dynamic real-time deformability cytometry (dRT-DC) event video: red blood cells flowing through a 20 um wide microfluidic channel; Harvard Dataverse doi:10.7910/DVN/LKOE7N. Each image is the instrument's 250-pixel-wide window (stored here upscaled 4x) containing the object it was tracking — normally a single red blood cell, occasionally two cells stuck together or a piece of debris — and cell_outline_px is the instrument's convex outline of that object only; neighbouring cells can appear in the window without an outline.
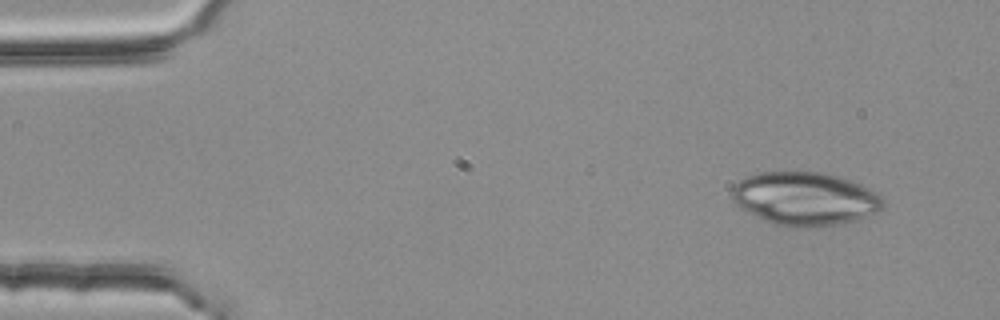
{"species": "common noctule bat (a hibernating species)", "species_latin": "Nyctalus noctula", "temperature_condition": "room temperature", "stored_images_in_passage": 5, "camera_frame_rate_fps": 3000, "um_per_image_px": 0.085, "animal": {"sex": "female", "body_mass_g": 25.1}, "frame": {"image": 1, "passage_image": 1, "time_ms": 0.0, "image_size_px": [1000, 320], "cell_outline_px": [[884, 208], [868, 216], [856, 220], [840, 224], [796, 228], [776, 224], [764, 220], [740, 208], [732, 200], [732, 188], [744, 176], [760, 172], [784, 168], [824, 172], [860, 184], [876, 192], [884, 200]], "centroid_in_image_um": [68.39, 16.84], "position_along_channel_um": 16.6, "area_um2": 47.86}}
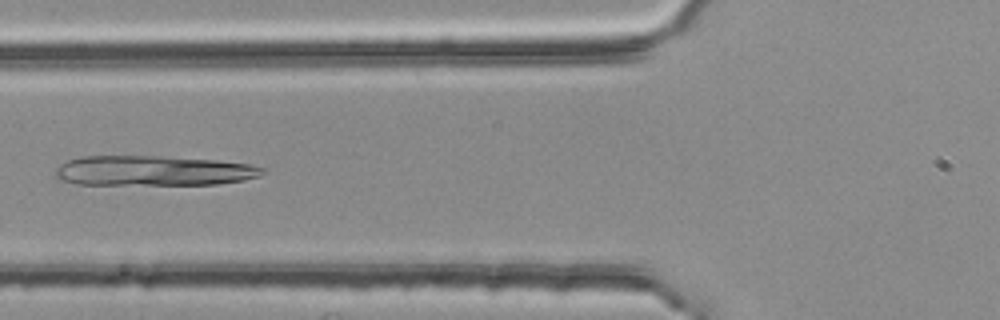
{"frame": {"image": 2, "passage_image": 5, "time_ms": 1.333, "image_size_px": [1000, 320], "cell_outline_px": [[268, 172], [260, 176], [244, 180], [216, 184], [76, 184], [64, 180], [56, 176], [56, 168], [60, 164], [68, 160], [84, 156], [160, 156], [216, 160], [248, 164], [264, 168]], "centroid_in_image_um": [13.08, 14.51], "position_along_channel_um": 112.7, "area_um2": 36.07}}